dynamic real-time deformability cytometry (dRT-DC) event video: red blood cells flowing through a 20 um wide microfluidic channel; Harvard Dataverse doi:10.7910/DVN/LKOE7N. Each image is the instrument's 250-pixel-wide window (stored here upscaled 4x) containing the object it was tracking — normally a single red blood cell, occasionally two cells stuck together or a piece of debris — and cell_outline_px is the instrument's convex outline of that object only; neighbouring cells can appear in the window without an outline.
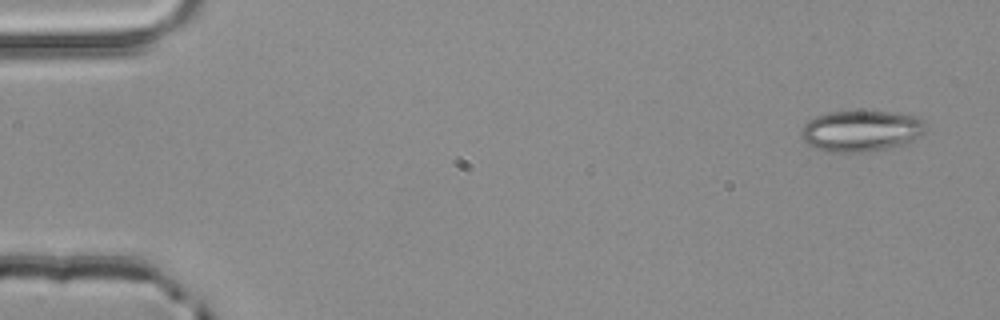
{"species": "common noctule bat (a hibernating species)", "species_latin": "Nyctalus noctula", "temperature_condition": "room temperature", "stored_images_in_passage": 4, "camera_frame_rate_fps": 3000, "um_per_image_px": 0.085, "animal": {"sex": "male", "body_mass_g": 20.4}, "frame": {"image": 1, "passage_image": 1, "time_ms": 0.0, "image_size_px": [1000, 320], "cell_outline_px": [[928, 128], [920, 136], [908, 144], [872, 152], [828, 152], [816, 148], [808, 144], [800, 136], [800, 132], [804, 124], [808, 120], [816, 116], [828, 112], [892, 112], [916, 116], [924, 120]], "centroid_in_image_um": [73.23, 11.15], "position_along_channel_um": 11.8, "area_um2": 30.23}}